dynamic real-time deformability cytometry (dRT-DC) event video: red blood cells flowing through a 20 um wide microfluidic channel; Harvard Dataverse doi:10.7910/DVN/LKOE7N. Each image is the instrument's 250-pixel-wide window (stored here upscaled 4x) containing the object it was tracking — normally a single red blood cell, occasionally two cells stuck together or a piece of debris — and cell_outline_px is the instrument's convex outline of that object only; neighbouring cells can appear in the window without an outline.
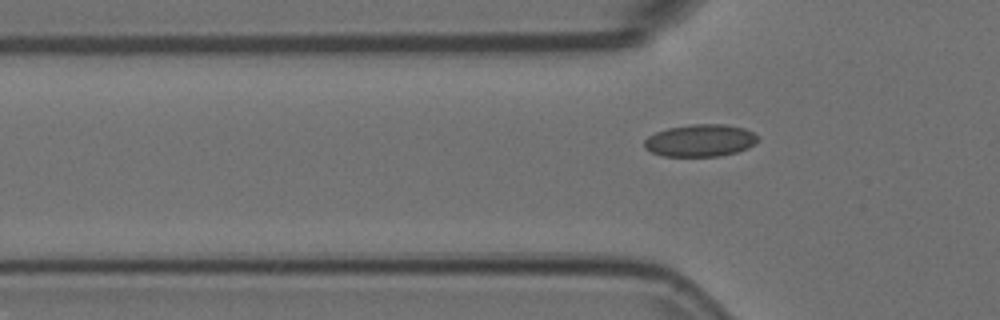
{"species": "Egyptian fruit bat (a non-hibernating species)", "species_latin": "Rousettus aegyptiacus", "temperature_condition": "room temperature", "stored_images_in_passage": 4, "segment_of_instrument_passage": [2, 2], "camera_frame_rate_fps": 3000, "um_per_image_px": 0.085, "animal": {"sex": "female"}, "frame": {"image": 1, "passage_image": 4, "time_ms": 1.0, "image_size_px": [1000, 320], "cell_outline_px": [[756, 140], [748, 148], [736, 152], [720, 156], [664, 156], [652, 152], [644, 148], [644, 140], [648, 136], [656, 132], [668, 128], [692, 124], [724, 124], [744, 128], [752, 132], [756, 136]], "centroid_in_image_um": [59.48, 11.94], "position_along_channel_um": 66.3, "area_um2": 21.15}}